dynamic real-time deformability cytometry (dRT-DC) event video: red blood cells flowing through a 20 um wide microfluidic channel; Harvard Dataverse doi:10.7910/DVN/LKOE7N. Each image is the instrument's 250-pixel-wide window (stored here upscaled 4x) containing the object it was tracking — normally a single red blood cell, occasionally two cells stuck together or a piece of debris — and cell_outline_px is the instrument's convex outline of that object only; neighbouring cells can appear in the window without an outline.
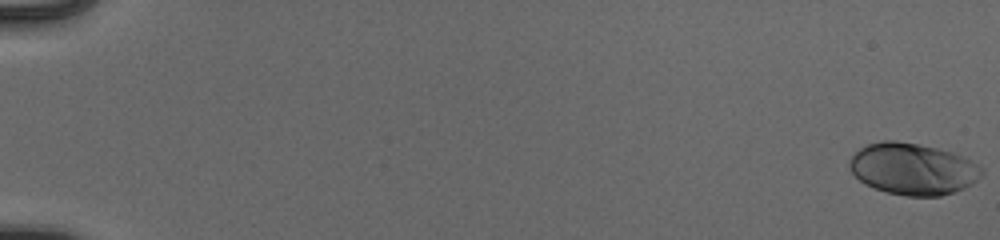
{"species": "human", "species_latin": "Homo sapiens", "temperature_condition": "cold", "stored_images_in_passage": 88, "segment_of_instrument_passage": [1, 2], "camera_frame_rate_fps": 3000, "um_per_image_px": 0.085, "donor": {"sex": "male"}, "frame": {"image": 1, "passage_image": 1, "time_ms": 0.0, "image_size_px": [1000, 240], "cell_outline_px": [[984, 172], [976, 180], [964, 188], [940, 196], [908, 196], [888, 192], [876, 188], [860, 180], [848, 168], [848, 164], [852, 156], [860, 148], [868, 144], [884, 140], [896, 140], [920, 144], [952, 152], [984, 168]], "centroid_in_image_um": [77.58, 14.35], "position_along_channel_um": 7.4, "area_um2": 39.36}}
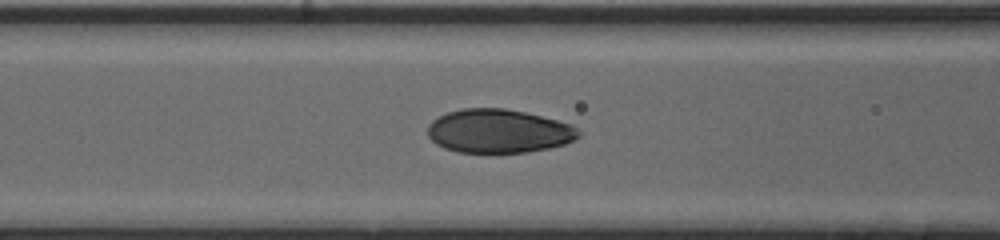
{"frame": {"image": 2, "passage_image": 26, "time_ms": 8.333, "image_size_px": [1000, 240], "cell_outline_px": [[580, 136], [564, 144], [548, 148], [528, 152], [456, 152], [444, 148], [436, 144], [428, 136], [428, 124], [432, 120], [448, 112], [464, 108], [504, 108], [524, 112], [572, 124], [580, 132]], "centroid_in_image_um": [42.36, 11.14], "position_along_channel_um": 124.2, "area_um2": 38.26}}